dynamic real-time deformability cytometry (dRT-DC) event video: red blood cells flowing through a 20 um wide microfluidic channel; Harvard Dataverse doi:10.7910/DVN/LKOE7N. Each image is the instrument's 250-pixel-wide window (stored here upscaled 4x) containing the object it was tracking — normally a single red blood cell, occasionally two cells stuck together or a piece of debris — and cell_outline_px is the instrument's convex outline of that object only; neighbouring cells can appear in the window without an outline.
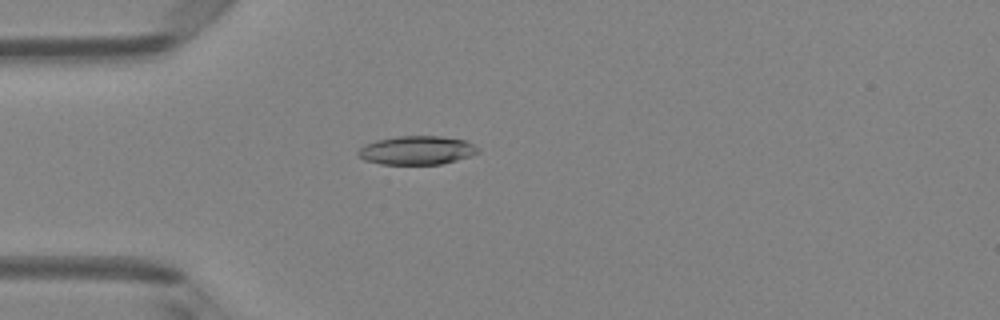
{"species": "Egyptian fruit bat (a non-hibernating species)", "species_latin": "Rousettus aegyptiacus", "temperature_condition": "room temperature", "stored_images_in_passage": 5, "camera_frame_rate_fps": 3000, "um_per_image_px": 0.085, "animal": {"sex": "female"}, "frame": {"image": 1, "passage_image": 4, "time_ms": 1.0, "image_size_px": [1000, 320], "cell_outline_px": [[480, 152], [456, 160], [440, 164], [380, 164], [364, 160], [356, 152], [364, 144], [376, 140], [396, 136], [440, 136], [464, 140], [480, 148]], "centroid_in_image_um": [35.4, 12.77], "position_along_channel_um": 49.6, "area_um2": 20.0}}